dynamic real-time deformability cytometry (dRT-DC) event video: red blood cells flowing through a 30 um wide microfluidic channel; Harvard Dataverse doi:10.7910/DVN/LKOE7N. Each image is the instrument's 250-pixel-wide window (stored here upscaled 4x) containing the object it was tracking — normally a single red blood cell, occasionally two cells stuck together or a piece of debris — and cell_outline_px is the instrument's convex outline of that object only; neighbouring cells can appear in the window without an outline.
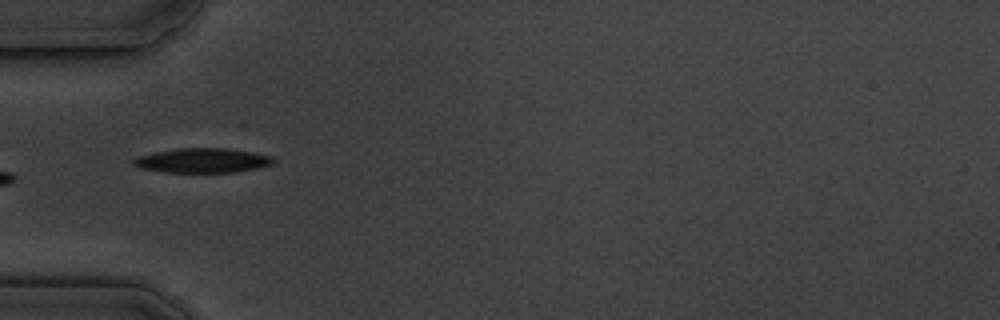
{"species": "common noctule bat (a hibernating species)", "species_latin": "Nyctalus noctula", "temperature_condition": "cold", "stored_images_in_passage": 8, "camera_frame_rate_fps": 3000, "um_per_image_px": 0.085, "animal": {"sex": "male", "body_mass_g": 19.5, "forearm_length_mm": 54.6}, "frame": {"image": 1, "passage_image": 6, "time_ms": 6.0, "image_size_px": [1000, 320], "cell_outline_px": [[276, 160], [272, 164], [256, 168], [232, 172], [168, 172], [140, 168], [132, 164], [132, 160], [136, 156], [176, 148], [228, 148], [252, 152], [272, 156]], "centroid_in_image_um": [17.2, 13.63], "position_along_channel_um": 67.8, "area_um2": 19.94}}